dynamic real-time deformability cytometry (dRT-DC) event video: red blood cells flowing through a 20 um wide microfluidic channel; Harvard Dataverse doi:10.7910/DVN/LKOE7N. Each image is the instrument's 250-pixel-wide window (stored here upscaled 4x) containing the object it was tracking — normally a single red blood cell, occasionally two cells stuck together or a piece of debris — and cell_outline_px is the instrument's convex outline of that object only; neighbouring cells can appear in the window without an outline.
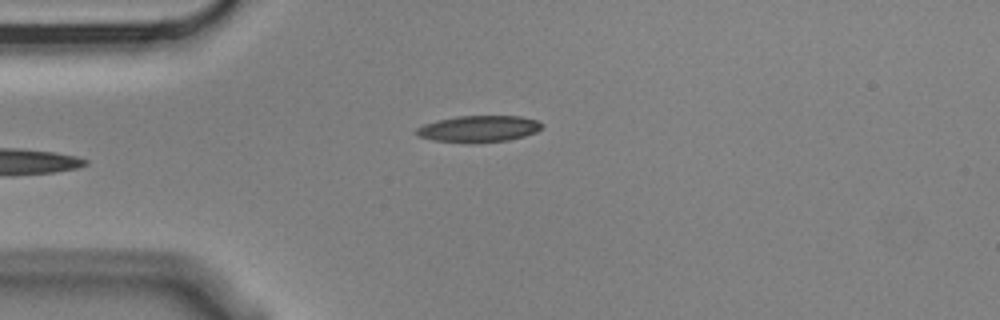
{"species": "Egyptian fruit bat (a non-hibernating species)", "species_latin": "Rousettus aegyptiacus", "temperature_condition": "cold", "stored_images_in_passage": 8, "camera_frame_rate_fps": 3000, "um_per_image_px": 0.085, "animal": {"sex": "male"}, "frame": {"image": 1, "passage_image": 1, "time_ms": 0.0, "image_size_px": [1000, 320], "cell_outline_px": [[540, 128], [536, 132], [524, 136], [508, 140], [432, 140], [416, 136], [416, 128], [424, 124], [436, 120], [456, 116], [520, 116], [536, 120], [540, 124]], "centroid_in_image_um": [40.66, 10.9], "position_along_channel_um": 44.3, "area_um2": 18.44}}
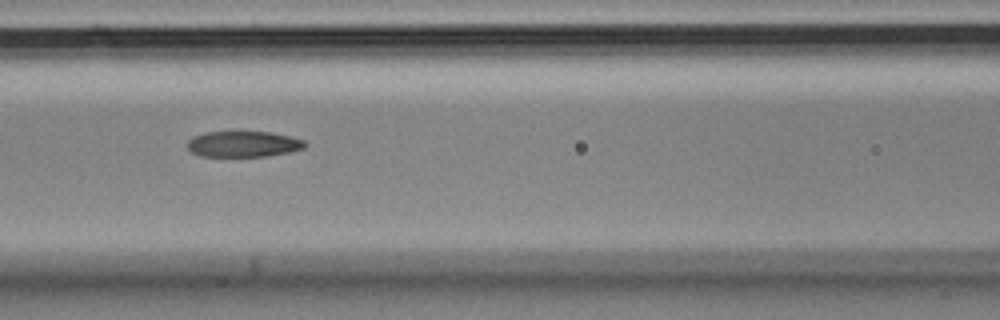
{"frame": {"image": 2, "passage_image": 4, "time_ms": 1.0, "image_size_px": [1000, 320], "cell_outline_px": [[308, 144], [304, 148], [292, 152], [268, 156], [200, 156], [192, 152], [188, 148], [188, 140], [192, 136], [204, 132], [240, 128], [268, 132], [292, 136], [304, 140]], "centroid_in_image_um": [20.69, 12.19], "position_along_channel_um": 145.9, "area_um2": 18.79}}
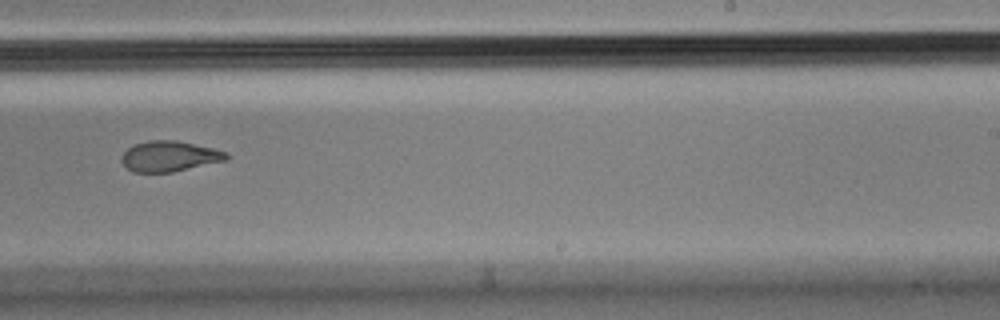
{"frame": {"image": 3, "passage_image": 7, "time_ms": 2.0, "image_size_px": [1000, 320], "cell_outline_px": [[228, 156], [224, 160], [172, 172], [132, 172], [120, 160], [120, 156], [132, 144], [148, 140], [176, 140], [212, 148], [228, 152]], "centroid_in_image_um": [14.34, 13.27], "position_along_channel_um": 274.7, "area_um2": 18.5}}